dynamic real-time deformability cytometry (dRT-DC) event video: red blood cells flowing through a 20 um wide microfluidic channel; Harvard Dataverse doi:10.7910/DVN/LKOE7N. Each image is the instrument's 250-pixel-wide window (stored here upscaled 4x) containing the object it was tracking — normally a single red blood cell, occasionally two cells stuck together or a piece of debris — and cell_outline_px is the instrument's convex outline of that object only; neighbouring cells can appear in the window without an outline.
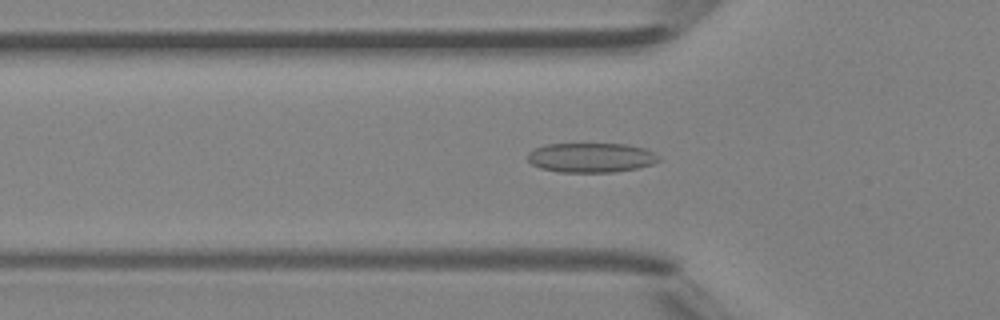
{"species": "Egyptian fruit bat (a non-hibernating species)", "species_latin": "Rousettus aegyptiacus", "temperature_condition": "room temperature", "stored_images_in_passage": 46, "camera_frame_rate_fps": 3000, "um_per_image_px": 0.085, "animal": {"sex": "female"}, "frame": {"image": 1, "passage_image": 15, "time_ms": 4.667, "image_size_px": [1000, 320], "cell_outline_px": [[660, 160], [652, 164], [636, 168], [616, 172], [560, 172], [540, 168], [532, 164], [528, 160], [528, 152], [544, 144], [628, 144], [644, 148], [660, 156]], "centroid_in_image_um": [50.24, 13.4], "position_along_channel_um": 75.6, "area_um2": 22.6}}
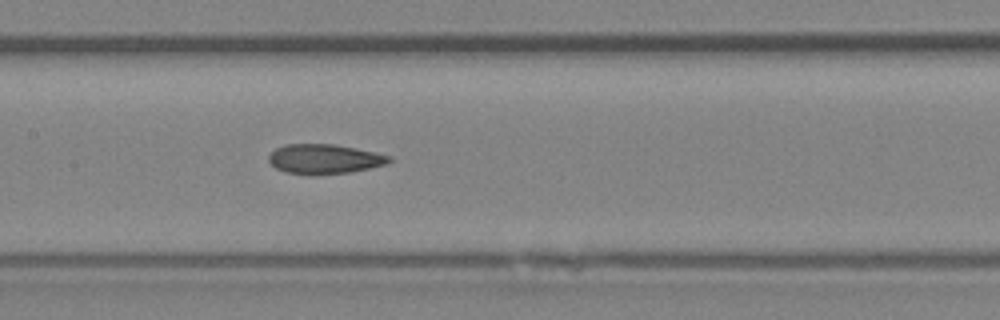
{"frame": {"image": 2, "passage_image": 22, "time_ms": 7.0, "image_size_px": [1000, 320], "cell_outline_px": [[392, 160], [388, 164], [348, 172], [316, 176], [312, 176], [284, 172], [276, 168], [268, 160], [268, 156], [276, 148], [284, 144], [336, 144], [356, 148], [392, 156]], "centroid_in_image_um": [27.56, 13.52], "position_along_channel_um": 179.8, "area_um2": 21.1}}
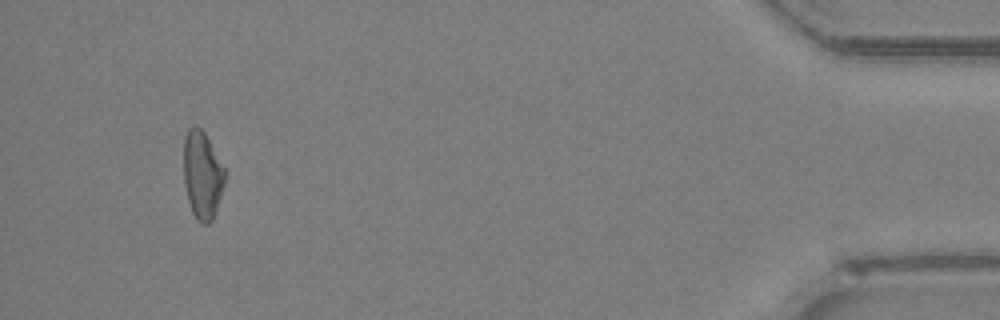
{"frame": {"image": 3, "passage_image": 43, "time_ms": 14.0, "image_size_px": [1000, 320], "cell_outline_px": [[224, 184], [212, 220], [208, 224], [204, 224], [196, 220], [192, 212], [188, 200], [184, 184], [184, 136], [188, 128], [192, 124], [196, 124], [204, 132], [224, 168]], "centroid_in_image_um": [17.16, 14.85], "position_along_channel_um": 418.0, "area_um2": 20.87}, "authors_computed_cell_mechanics": {"area_um2": 21.2415, "velocity_mm_per_s": 4.4754, "shape_relaxation_time_tau1_ms": null, "shape_relaxation_time_tau2_ms": 3.6753, "deformation_change_tau1": null, "deformation_change_tau2": 0.1225}}